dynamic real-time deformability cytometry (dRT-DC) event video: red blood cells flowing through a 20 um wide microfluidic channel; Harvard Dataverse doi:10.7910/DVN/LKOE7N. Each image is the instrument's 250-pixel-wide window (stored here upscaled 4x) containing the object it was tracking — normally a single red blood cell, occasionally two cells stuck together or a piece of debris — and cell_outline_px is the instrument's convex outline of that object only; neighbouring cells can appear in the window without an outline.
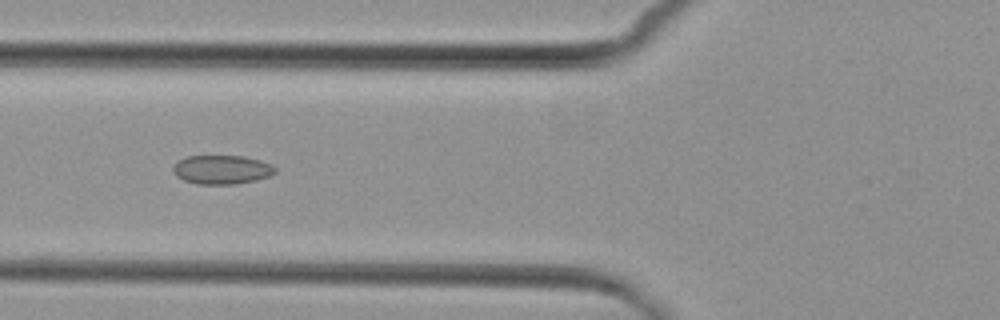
{"species": "common noctule bat (a hibernating species)", "species_latin": "Nyctalus noctula", "temperature_condition": "cold", "stored_images_in_passage": 6, "camera_frame_rate_fps": 3000, "um_per_image_px": 0.085, "animal": {"sex": "female", "body_mass_g": 29.2, "forearm_length_mm": 56.3}, "frame": {"image": 1, "passage_image": 6, "time_ms": 5.667, "image_size_px": [1000, 320], "cell_outline_px": [[276, 172], [272, 176], [256, 180], [236, 184], [196, 184], [184, 180], [176, 176], [172, 172], [172, 168], [176, 160], [188, 156], [244, 156], [260, 160], [272, 164], [276, 168]], "centroid_in_image_um": [18.85, 14.42], "position_along_channel_um": 106.9, "area_um2": 17.51}}